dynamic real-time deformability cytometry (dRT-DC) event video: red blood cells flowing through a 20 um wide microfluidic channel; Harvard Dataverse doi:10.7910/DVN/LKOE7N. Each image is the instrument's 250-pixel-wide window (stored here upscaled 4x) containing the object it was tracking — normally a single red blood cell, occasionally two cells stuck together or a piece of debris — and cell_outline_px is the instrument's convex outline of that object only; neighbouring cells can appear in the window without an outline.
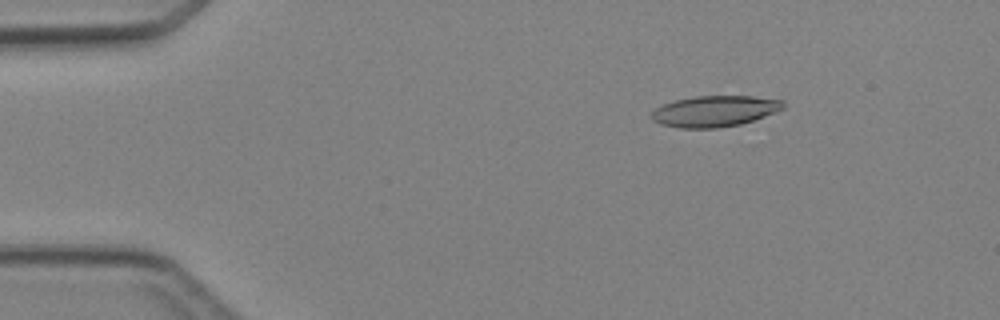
{"species": "Egyptian fruit bat (a non-hibernating species)", "species_latin": "Rousettus aegyptiacus", "temperature_condition": "cold", "stored_images_in_passage": 4, "camera_frame_rate_fps": 3000, "um_per_image_px": 0.085, "animal": {"sex": "female"}, "frame": {"image": 1, "passage_image": 2, "time_ms": 1.333, "image_size_px": [1000, 320], "cell_outline_px": [[784, 108], [764, 116], [740, 124], [716, 128], [680, 128], [660, 124], [652, 120], [652, 112], [656, 108], [664, 104], [676, 100], [696, 96], [752, 96], [784, 100]], "centroid_in_image_um": [60.74, 9.45], "position_along_channel_um": 24.3, "area_um2": 23.58}}
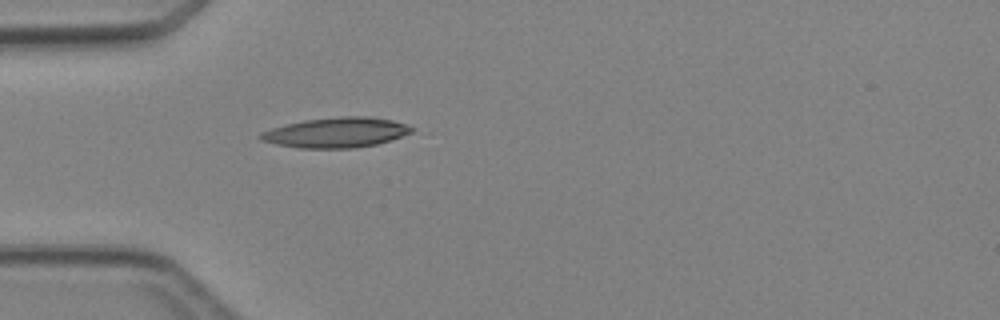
{"frame": {"image": 2, "passage_image": 4, "time_ms": 3.667, "image_size_px": [1000, 320], "cell_outline_px": [[416, 128], [412, 132], [376, 144], [356, 148], [300, 148], [276, 144], [260, 140], [256, 136], [260, 132], [272, 128], [304, 120], [340, 116], [372, 116], [392, 120], [408, 124]], "centroid_in_image_um": [28.57, 11.26], "position_along_channel_um": 56.4, "area_um2": 26.59}}